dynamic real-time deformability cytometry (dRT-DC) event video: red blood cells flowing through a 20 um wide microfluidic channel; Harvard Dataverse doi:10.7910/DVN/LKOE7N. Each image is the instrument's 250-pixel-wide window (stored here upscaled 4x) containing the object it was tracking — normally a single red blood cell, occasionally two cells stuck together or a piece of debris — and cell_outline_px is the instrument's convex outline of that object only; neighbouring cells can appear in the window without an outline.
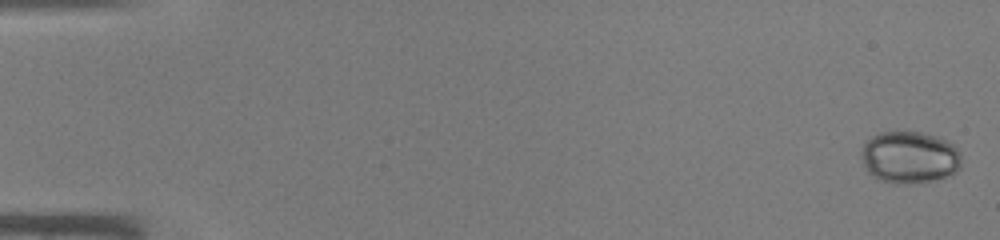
{"species": "common noctule bat (a hibernating species)", "species_latin": "Nyctalus noctula", "temperature_condition": "warm", "stored_images_in_passage": 45, "camera_frame_rate_fps": 3000, "um_per_image_px": 0.085, "animal": {"sex": "male", "body_mass_g": 19.0, "forearm_length_mm": 50.8}, "frame": {"image": 1, "passage_image": 1, "time_ms": 0.0, "image_size_px": [1000, 240], "cell_outline_px": [[960, 168], [956, 172], [944, 176], [928, 180], [908, 184], [896, 184], [876, 180], [868, 172], [860, 156], [860, 152], [864, 144], [872, 136], [880, 132], [920, 132], [936, 136], [952, 144], [960, 152]], "centroid_in_image_um": [77.26, 13.37], "position_along_channel_um": 7.7, "area_um2": 30.29}}
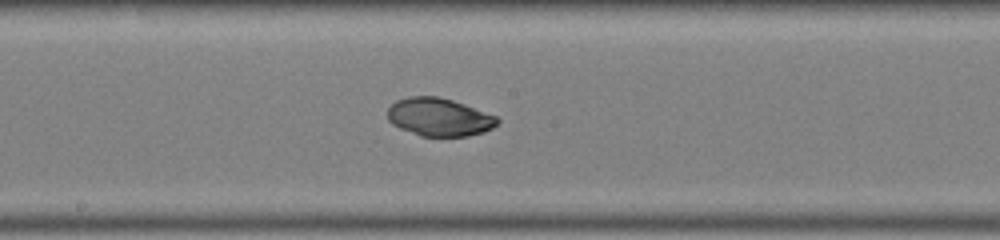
{"frame": {"image": 2, "passage_image": 25, "time_ms": 8.0, "image_size_px": [1000, 240], "cell_outline_px": [[500, 120], [492, 128], [484, 132], [468, 136], [420, 136], [400, 128], [392, 124], [388, 120], [388, 108], [396, 100], [408, 96], [436, 96], [452, 100], [464, 104], [496, 116]], "centroid_in_image_um": [37.31, 9.95], "position_along_channel_um": 210.9, "area_um2": 24.28}}
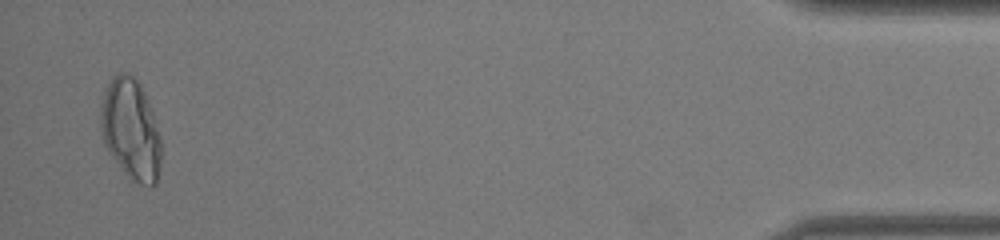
{"frame": {"image": 3, "passage_image": 44, "time_ms": 14.333, "image_size_px": [1000, 240], "cell_outline_px": [[160, 164], [156, 184], [140, 184], [128, 180], [108, 152], [100, 128], [100, 104], [108, 80], [112, 76], [120, 72], [128, 72], [136, 76], [152, 108], [160, 140]], "centroid_in_image_um": [11.09, 10.97], "position_along_channel_um": 424.1, "area_um2": 36.07}}